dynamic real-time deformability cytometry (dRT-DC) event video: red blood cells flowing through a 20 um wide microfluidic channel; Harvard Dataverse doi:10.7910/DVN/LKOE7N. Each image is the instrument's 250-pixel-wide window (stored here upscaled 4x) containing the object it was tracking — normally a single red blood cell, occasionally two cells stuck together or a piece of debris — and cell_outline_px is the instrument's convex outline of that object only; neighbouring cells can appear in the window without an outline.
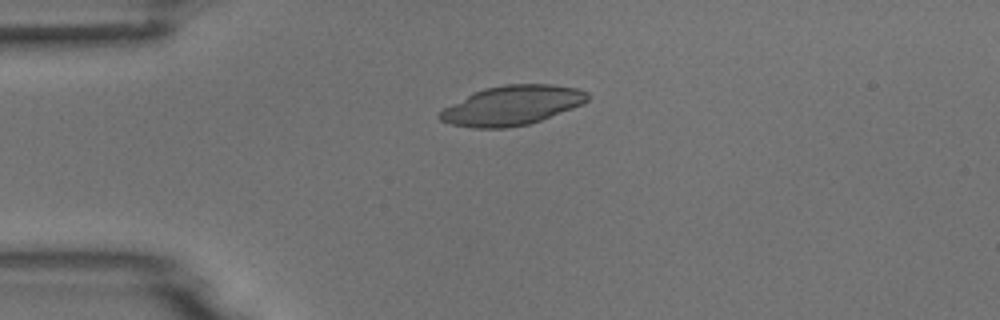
{"species": "common noctule bat (a hibernating species)", "species_latin": "Nyctalus noctula", "temperature_condition": "room temperature", "stored_images_in_passage": 22, "camera_frame_rate_fps": 3000, "um_per_image_px": 0.085, "animal": {"sex": "male", "body_mass_g": 18.8}, "frame": {"image": 1, "passage_image": 1, "time_ms": 0.0, "image_size_px": [1000, 320], "cell_outline_px": [[592, 96], [584, 104], [540, 120], [528, 124], [508, 128], [472, 128], [452, 124], [440, 120], [436, 116], [444, 108], [472, 92], [484, 88], [504, 84], [552, 84], [576, 88], [588, 92]], "centroid_in_image_um": [43.53, 8.95], "position_along_channel_um": 41.5, "area_um2": 34.16}}